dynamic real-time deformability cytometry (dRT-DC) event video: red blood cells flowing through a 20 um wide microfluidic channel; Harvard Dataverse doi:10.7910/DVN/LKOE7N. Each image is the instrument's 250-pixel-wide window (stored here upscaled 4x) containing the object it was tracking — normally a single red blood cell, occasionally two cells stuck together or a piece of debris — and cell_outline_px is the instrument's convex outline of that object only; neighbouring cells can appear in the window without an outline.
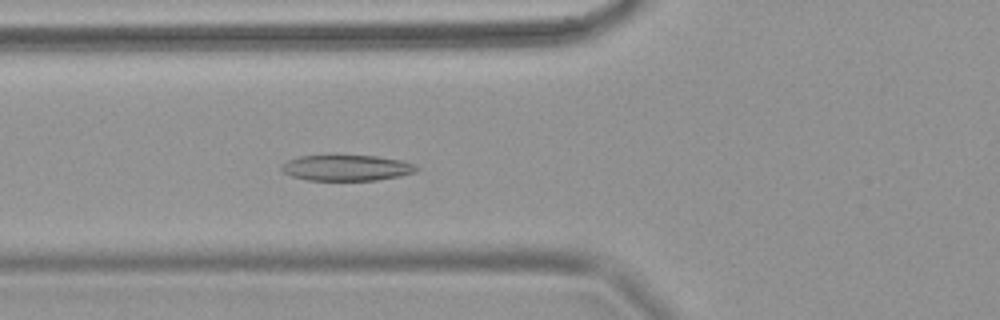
{"species": "common noctule bat (a hibernating species)", "species_latin": "Nyctalus noctula", "temperature_condition": "warm", "stored_images_in_passage": 64, "camera_frame_rate_fps": 3000, "um_per_image_px": 0.085, "animal": {"sex": "female", "body_mass_g": 18.4}, "frame": {"image": 1, "passage_image": 25, "time_ms": 8.0, "image_size_px": [1000, 320], "cell_outline_px": [[420, 168], [416, 172], [400, 176], [376, 180], [308, 180], [292, 176], [284, 172], [280, 168], [280, 164], [288, 160], [300, 156], [332, 152], [376, 156], [404, 160]], "centroid_in_image_um": [29.43, 14.21], "position_along_channel_um": 96.4, "area_um2": 21.33}}
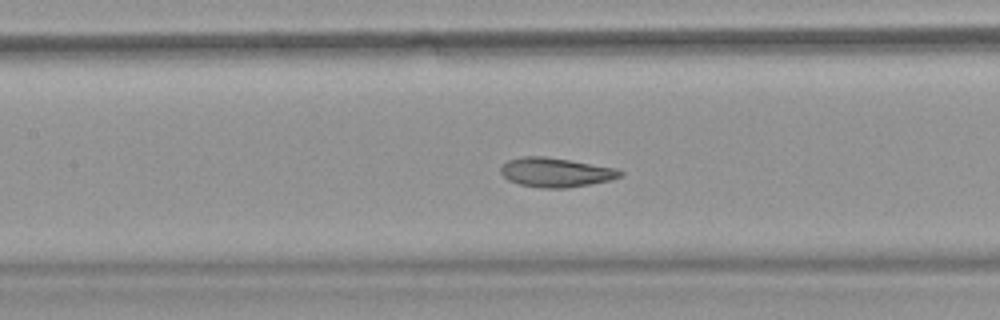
{"frame": {"image": 2, "passage_image": 31, "time_ms": 10.0, "image_size_px": [1000, 320], "cell_outline_px": [[624, 176], [612, 180], [568, 188], [540, 188], [520, 184], [508, 180], [500, 172], [500, 168], [508, 160], [520, 156], [544, 156], [616, 168], [624, 172]], "centroid_in_image_um": [47.26, 14.66], "position_along_channel_um": 160.1, "area_um2": 20.46}}
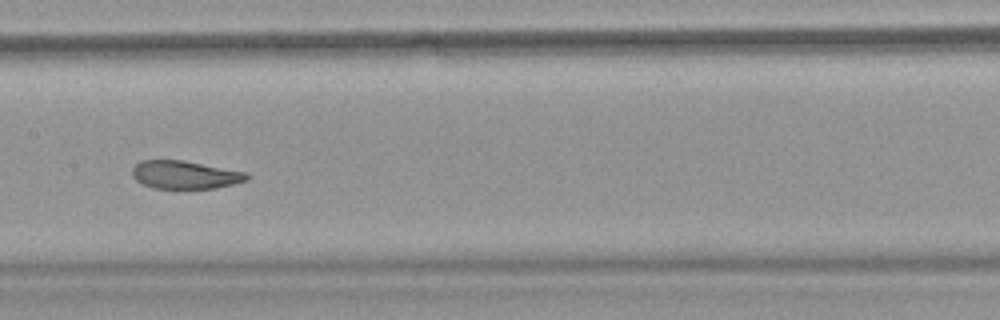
{"frame": {"image": 3, "passage_image": 34, "time_ms": 11.0, "image_size_px": [1000, 320], "cell_outline_px": [[252, 176], [248, 180], [216, 188], [152, 188], [136, 180], [132, 176], [132, 168], [140, 160], [184, 160], [248, 172]], "centroid_in_image_um": [15.76, 14.85], "position_along_channel_um": 191.6, "area_um2": 18.9}}